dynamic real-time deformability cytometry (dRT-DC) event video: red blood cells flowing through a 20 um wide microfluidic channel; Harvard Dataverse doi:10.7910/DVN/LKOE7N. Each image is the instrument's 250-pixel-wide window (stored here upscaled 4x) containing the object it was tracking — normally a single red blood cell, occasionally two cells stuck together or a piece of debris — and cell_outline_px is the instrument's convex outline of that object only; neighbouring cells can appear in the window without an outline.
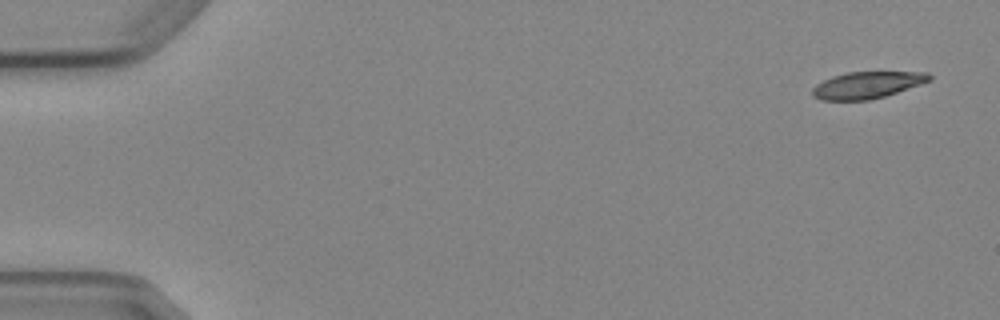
{"species": "Egyptian fruit bat (a non-hibernating species)", "species_latin": "Rousettus aegyptiacus", "temperature_condition": "cold", "stored_images_in_passage": 6, "segment_of_instrument_passage": [1, 2], "camera_frame_rate_fps": 3000, "um_per_image_px": 0.085, "animal": {"sex": "female"}, "frame": {"image": 1, "passage_image": 1, "time_ms": 0.0, "image_size_px": [1000, 320], "cell_outline_px": [[932, 80], [884, 96], [868, 100], [820, 100], [812, 96], [812, 88], [816, 84], [832, 76], [848, 72], [928, 72], [932, 76]], "centroid_in_image_um": [73.68, 7.22], "position_along_channel_um": 11.3, "area_um2": 18.15}}
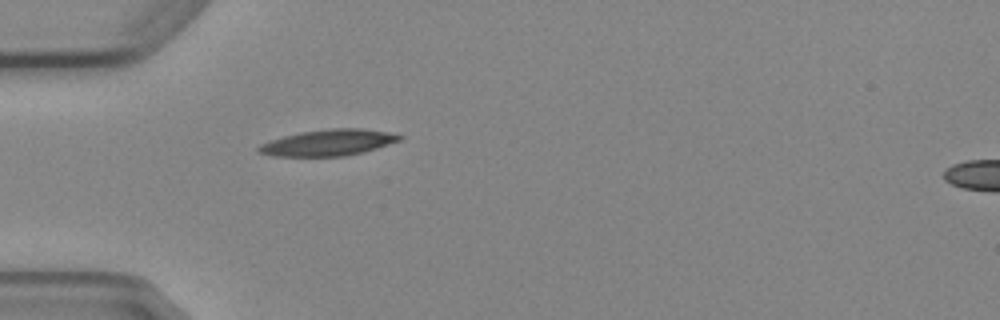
{"frame": {"image": 2, "passage_image": 5, "time_ms": 4.667, "image_size_px": [1000, 320], "cell_outline_px": [[404, 136], [400, 140], [376, 148], [344, 156], [276, 156], [260, 152], [256, 148], [260, 144], [284, 136], [300, 132], [332, 128], [360, 128], [388, 132]], "centroid_in_image_um": [27.91, 12.11], "position_along_channel_um": 57.1, "area_um2": 21.15}}